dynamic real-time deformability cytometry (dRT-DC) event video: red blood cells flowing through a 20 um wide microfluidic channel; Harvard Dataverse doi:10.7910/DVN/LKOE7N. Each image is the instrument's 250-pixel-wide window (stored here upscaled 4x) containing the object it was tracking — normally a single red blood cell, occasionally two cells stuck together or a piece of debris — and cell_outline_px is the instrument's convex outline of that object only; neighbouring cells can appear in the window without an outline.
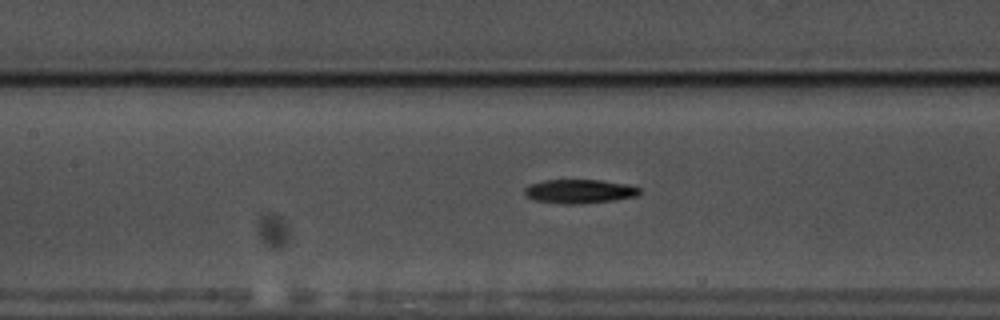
{"species": "common noctule bat (a hibernating species)", "species_latin": "Nyctalus noctula", "temperature_condition": "warm", "stored_images_in_passage": 59, "camera_frame_rate_fps": 3000, "um_per_image_px": 0.085, "animal": {"sex": "male", "body_mass_g": 17.5, "forearm_length_mm": 52.3}, "frame": {"image": 1, "passage_image": 28, "time_ms": 9.0, "image_size_px": [1000, 320], "cell_outline_px": [[640, 192], [636, 196], [616, 200], [580, 204], [560, 204], [532, 200], [524, 196], [524, 188], [532, 184], [544, 180], [600, 180], [624, 184], [640, 188]], "centroid_in_image_um": [49.2, 16.28], "position_along_channel_um": 158.2, "area_um2": 16.13}}
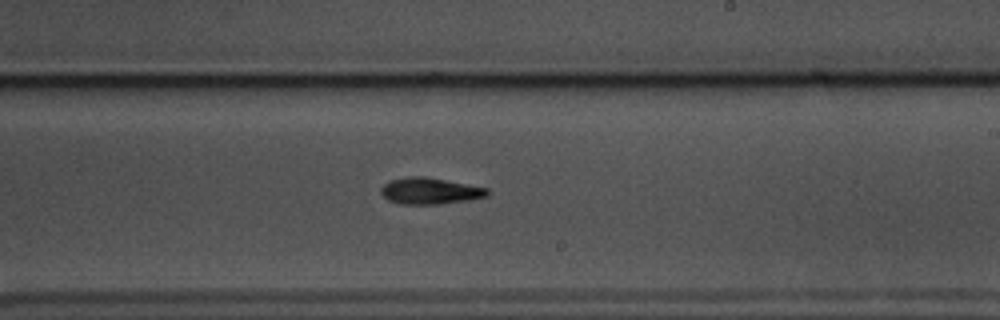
{"frame": {"image": 2, "passage_image": 36, "time_ms": 11.667, "image_size_px": [1000, 320], "cell_outline_px": [[488, 196], [468, 200], [436, 204], [400, 204], [388, 200], [380, 192], [380, 188], [384, 184], [392, 180], [408, 176], [424, 176], [488, 188]], "centroid_in_image_um": [36.52, 16.23], "position_along_channel_um": 252.5, "area_um2": 16.24}}
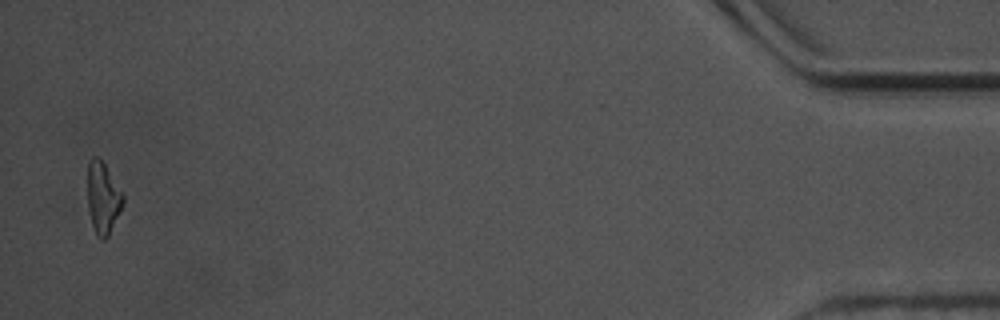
{"frame": {"image": 3, "passage_image": 58, "time_ms": 19.0, "image_size_px": [1000, 320], "cell_outline_px": [[124, 200], [108, 236], [104, 240], [100, 240], [96, 236], [92, 224], [88, 208], [88, 160], [92, 156], [96, 156], [104, 164], [124, 196]], "centroid_in_image_um": [8.72, 16.84], "position_along_channel_um": 426.5, "area_um2": 14.45}, "authors_computed_cell_mechanics": {"area_um2": 15.4326, "velocity_mm_per_s": 3.5547, "shape_relaxation_time_tau1_ms": 3.4846, "shape_relaxation_time_tau2_ms": null, "deformation_change_tau1": 0.1585, "deformation_change_tau2": null}}